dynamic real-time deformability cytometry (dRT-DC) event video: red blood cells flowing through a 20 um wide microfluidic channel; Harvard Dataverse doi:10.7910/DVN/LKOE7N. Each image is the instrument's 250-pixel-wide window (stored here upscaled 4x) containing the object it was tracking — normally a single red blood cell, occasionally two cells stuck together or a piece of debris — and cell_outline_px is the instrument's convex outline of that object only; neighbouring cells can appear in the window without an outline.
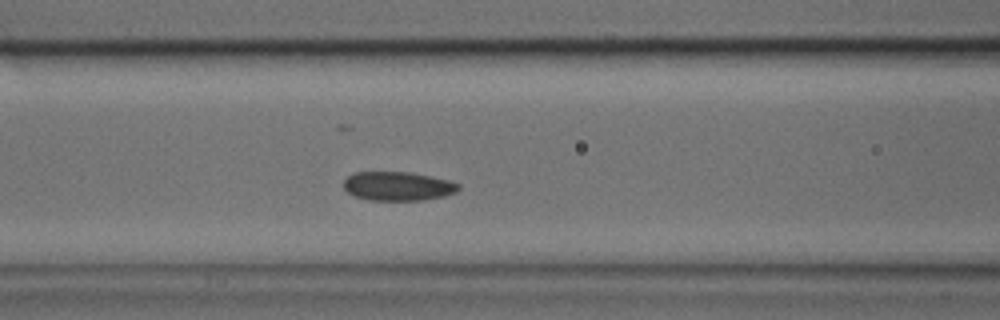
{"species": "common noctule bat (a hibernating species)", "species_latin": "Nyctalus noctula", "temperature_condition": "cold", "stored_images_in_passage": 34, "camera_frame_rate_fps": 3000, "um_per_image_px": 0.085, "animal": {"sex": "male", "body_mass_g": 17.9, "forearm_length_mm": 54.2}, "frame": {"image": 1, "passage_image": 9, "time_ms": 2.667, "image_size_px": [1000, 320], "cell_outline_px": [[460, 188], [456, 192], [444, 196], [424, 200], [368, 200], [352, 196], [344, 188], [344, 180], [352, 172], [412, 172], [432, 176], [448, 180], [460, 184]], "centroid_in_image_um": [33.81, 15.82], "position_along_channel_um": 132.8, "area_um2": 19.59}}
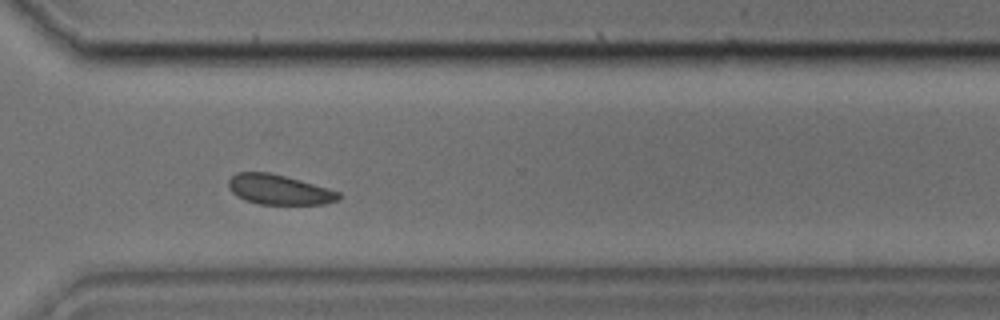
{"frame": {"image": 2, "passage_image": 22, "time_ms": 7.0, "image_size_px": [1000, 320], "cell_outline_px": [[340, 200], [324, 204], [260, 204], [244, 200], [236, 196], [228, 188], [228, 180], [236, 172], [268, 172], [300, 180], [340, 192]], "centroid_in_image_um": [23.69, 16.12], "position_along_channel_um": 346.9, "area_um2": 19.19}}
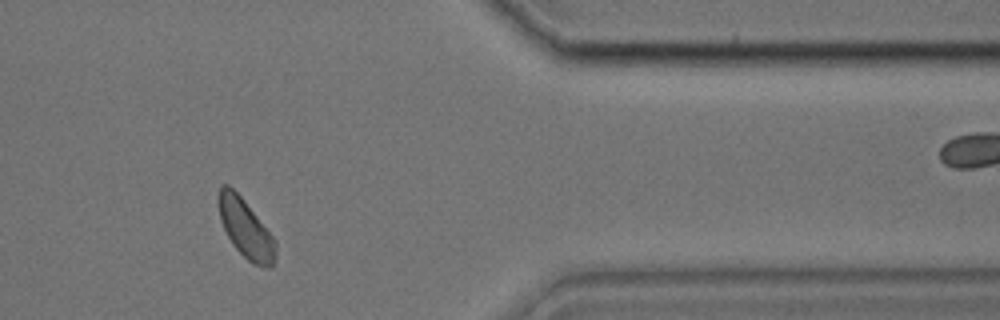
{"frame": {"image": 3, "passage_image": 26, "time_ms": 8.333, "image_size_px": [1000, 320], "cell_outline_px": [[276, 256], [272, 264], [268, 268], [264, 268], [252, 264], [232, 244], [220, 220], [216, 200], [216, 196], [220, 184], [228, 184], [240, 196], [276, 240]], "centroid_in_image_um": [20.84, 19.41], "position_along_channel_um": 390.6, "area_um2": 19.59}}